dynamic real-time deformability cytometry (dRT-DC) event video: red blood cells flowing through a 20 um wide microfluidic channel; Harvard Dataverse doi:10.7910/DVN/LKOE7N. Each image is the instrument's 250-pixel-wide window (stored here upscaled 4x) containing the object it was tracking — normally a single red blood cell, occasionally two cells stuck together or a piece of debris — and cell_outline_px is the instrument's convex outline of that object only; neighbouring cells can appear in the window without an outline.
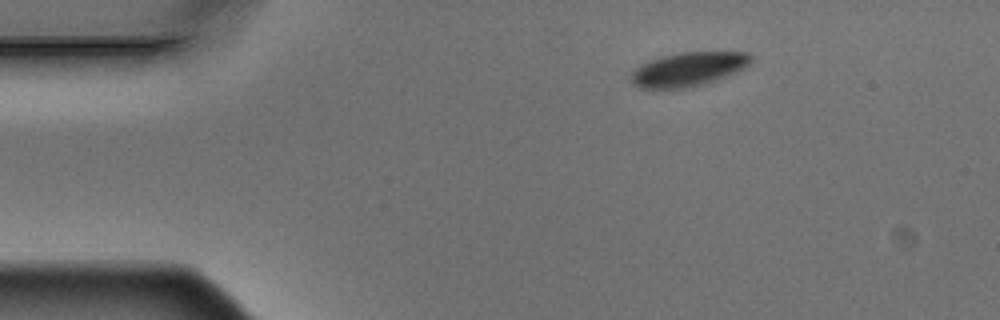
{"species": "Egyptian fruit bat (a non-hibernating species)", "species_latin": "Rousettus aegyptiacus", "temperature_condition": "warm", "stored_images_in_passage": 3, "camera_frame_rate_fps": 3000, "um_per_image_px": 0.085, "animal": {"sex": "male"}, "frame": {"image": 1, "passage_image": 1, "time_ms": 0.0, "image_size_px": [1000, 320], "cell_outline_px": [[752, 60], [744, 68], [724, 76], [700, 84], [684, 88], [644, 88], [632, 84], [632, 72], [640, 64], [660, 56], [680, 52], [748, 52], [752, 56]], "centroid_in_image_um": [58.48, 5.86], "position_along_channel_um": 26.5, "area_um2": 23.29}}